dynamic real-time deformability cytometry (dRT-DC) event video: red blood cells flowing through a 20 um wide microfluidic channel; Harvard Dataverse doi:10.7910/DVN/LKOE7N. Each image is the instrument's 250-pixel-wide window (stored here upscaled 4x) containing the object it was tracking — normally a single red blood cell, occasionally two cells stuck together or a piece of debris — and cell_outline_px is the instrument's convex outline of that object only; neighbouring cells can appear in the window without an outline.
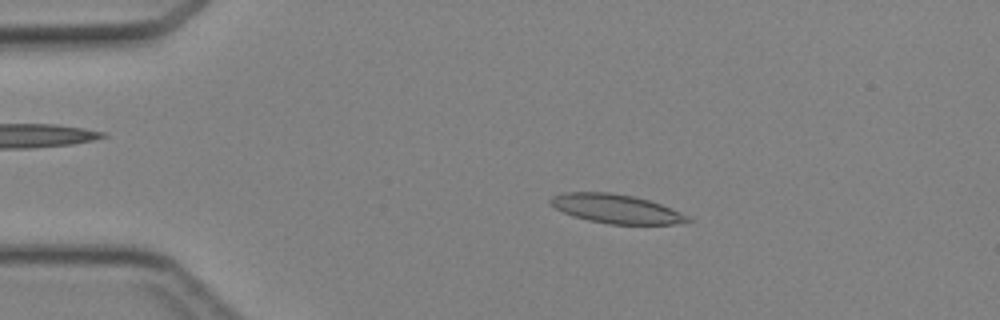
{"species": "Egyptian fruit bat (a non-hibernating species)", "species_latin": "Rousettus aegyptiacus", "temperature_condition": "cold", "stored_images_in_passage": 45, "camera_frame_rate_fps": 3000, "um_per_image_px": 0.085, "animal": {"sex": "female"}, "frame": {"image": 1, "passage_image": 9, "time_ms": 2.667, "image_size_px": [1000, 320], "cell_outline_px": [[692, 220], [672, 224], [608, 224], [588, 220], [572, 216], [548, 204], [548, 200], [552, 196], [564, 192], [608, 192], [632, 196], [648, 200], [660, 204], [680, 212], [688, 216]], "centroid_in_image_um": [52.3, 17.74], "position_along_channel_um": 32.7, "area_um2": 23.0}}
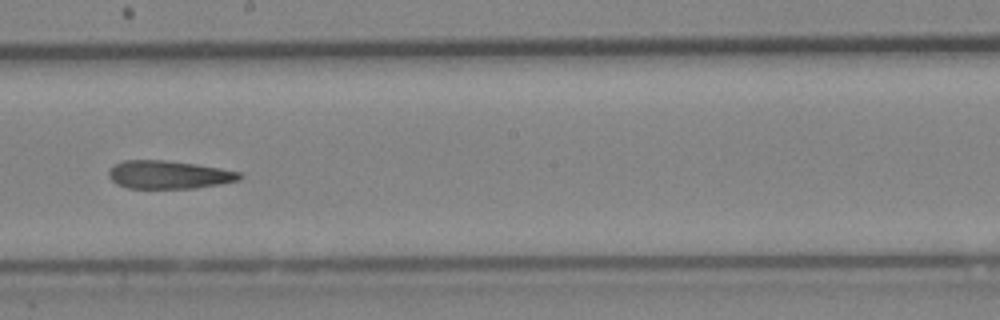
{"frame": {"image": 2, "passage_image": 26, "time_ms": 8.333, "image_size_px": [1000, 320], "cell_outline_px": [[244, 176], [240, 180], [220, 184], [196, 188], [128, 188], [116, 184], [108, 176], [108, 172], [112, 164], [124, 160], [164, 160], [196, 164], [220, 168], [240, 172]], "centroid_in_image_um": [14.34, 14.85], "position_along_channel_um": 233.9, "area_um2": 21.62}}
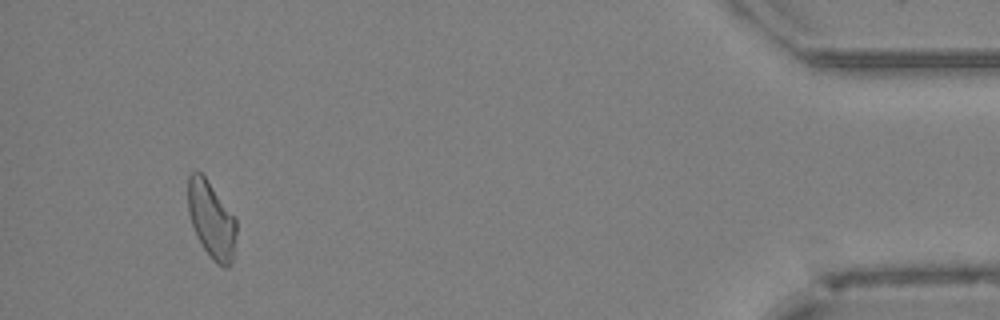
{"frame": {"image": 3, "passage_image": 43, "time_ms": 14.0, "image_size_px": [1000, 320], "cell_outline_px": [[236, 232], [232, 264], [228, 268], [224, 268], [216, 264], [212, 260], [196, 236], [188, 212], [188, 176], [192, 172], [200, 172], [204, 176], [236, 220]], "centroid_in_image_um": [17.96, 18.74], "position_along_channel_um": 417.2, "area_um2": 21.39}}